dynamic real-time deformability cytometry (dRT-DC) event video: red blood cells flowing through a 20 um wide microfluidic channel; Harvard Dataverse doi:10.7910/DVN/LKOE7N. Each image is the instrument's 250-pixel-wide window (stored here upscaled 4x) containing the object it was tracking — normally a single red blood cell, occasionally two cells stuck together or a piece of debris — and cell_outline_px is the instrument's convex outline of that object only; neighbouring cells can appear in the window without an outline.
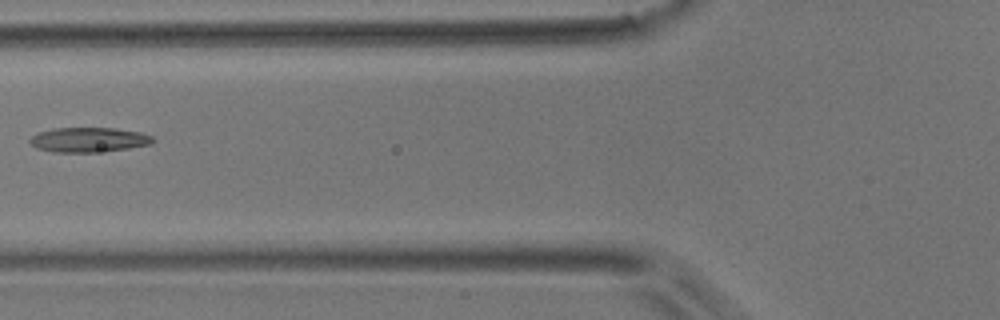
{"species": "common noctule bat (a hibernating species)", "species_latin": "Nyctalus noctula", "temperature_condition": "room temperature", "stored_images_in_passage": 6, "camera_frame_rate_fps": 3000, "um_per_image_px": 0.085, "animal": {"sex": "male", "body_mass_g": 17.9}, "frame": {"image": 1, "passage_image": 6, "time_ms": 6.0, "image_size_px": [1000, 320], "cell_outline_px": [[156, 140], [152, 144], [128, 148], [92, 152], [52, 152], [36, 148], [28, 140], [36, 132], [52, 128], [116, 128], [140, 132], [152, 136]], "centroid_in_image_um": [7.52, 11.87], "position_along_channel_um": 118.3, "area_um2": 17.8}}